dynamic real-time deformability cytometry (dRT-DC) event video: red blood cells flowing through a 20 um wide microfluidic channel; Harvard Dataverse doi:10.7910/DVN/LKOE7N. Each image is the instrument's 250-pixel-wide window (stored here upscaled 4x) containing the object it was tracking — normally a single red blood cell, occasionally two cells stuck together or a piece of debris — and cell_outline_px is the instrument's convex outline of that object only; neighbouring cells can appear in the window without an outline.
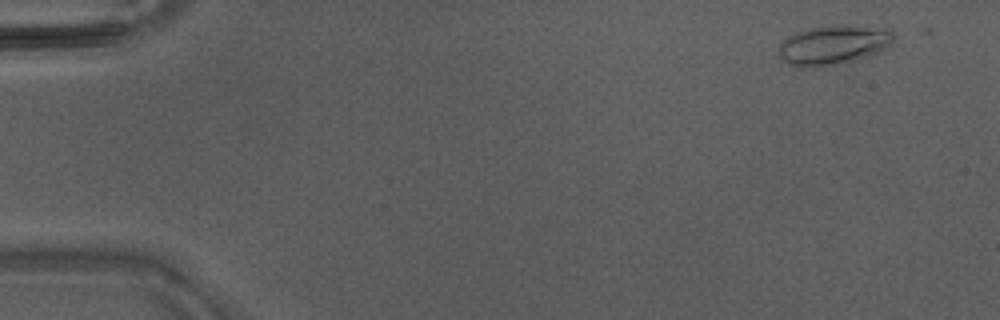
{"species": "Egyptian fruit bat (a non-hibernating species)", "species_latin": "Rousettus aegyptiacus", "temperature_condition": "warm", "stored_images_in_passage": 9, "camera_frame_rate_fps": 3000, "um_per_image_px": 0.085, "animal": {"sex": "male"}, "frame": {"image": 1, "passage_image": 1, "time_ms": 0.0, "image_size_px": [1000, 320], "cell_outline_px": [[896, 36], [888, 44], [876, 52], [868, 56], [840, 64], [816, 68], [804, 68], [788, 64], [780, 56], [780, 44], [788, 36], [796, 32], [812, 28], [836, 24], [856, 24], [892, 28]], "centroid_in_image_um": [70.87, 3.79], "position_along_channel_um": 14.1, "area_um2": 26.76}}